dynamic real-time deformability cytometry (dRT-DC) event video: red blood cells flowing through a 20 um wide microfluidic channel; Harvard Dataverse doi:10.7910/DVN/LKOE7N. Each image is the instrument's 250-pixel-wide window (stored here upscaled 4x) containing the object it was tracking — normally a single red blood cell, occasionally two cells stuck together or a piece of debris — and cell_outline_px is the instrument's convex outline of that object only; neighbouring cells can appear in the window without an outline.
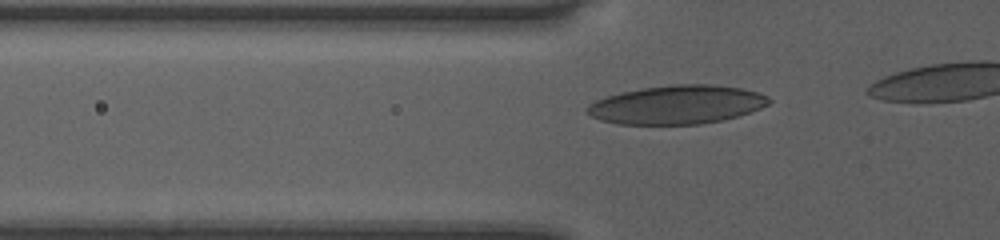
{"species": "human", "species_latin": "Homo sapiens", "temperature_condition": "room temperature", "stored_images_in_passage": 9, "camera_frame_rate_fps": 3000, "um_per_image_px": 0.085, "donor": {"sex": "female"}, "frame": {"image": 1, "passage_image": 3, "time_ms": 0.667, "image_size_px": [1000, 240], "cell_outline_px": [[772, 100], [768, 104], [760, 108], [736, 116], [720, 120], [700, 124], [620, 124], [600, 120], [584, 112], [584, 108], [588, 104], [596, 100], [620, 92], [640, 88], [672, 84], [708, 84], [740, 88], [756, 92], [768, 96]], "centroid_in_image_um": [57.48, 8.89], "position_along_channel_um": 68.3, "area_um2": 40.86}}
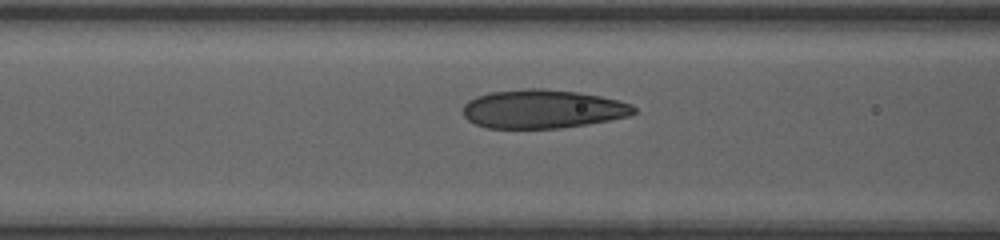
{"frame": {"image": 2, "passage_image": 7, "time_ms": 2.0, "image_size_px": [1000, 240], "cell_outline_px": [[636, 112], [628, 116], [588, 124], [560, 128], [488, 128], [476, 124], [468, 120], [464, 116], [464, 104], [468, 100], [476, 96], [488, 92], [524, 88], [544, 88], [576, 92], [600, 96], [620, 100], [632, 104], [636, 108]], "centroid_in_image_um": [46.12, 9.25], "position_along_channel_um": 120.5, "area_um2": 38.67}}